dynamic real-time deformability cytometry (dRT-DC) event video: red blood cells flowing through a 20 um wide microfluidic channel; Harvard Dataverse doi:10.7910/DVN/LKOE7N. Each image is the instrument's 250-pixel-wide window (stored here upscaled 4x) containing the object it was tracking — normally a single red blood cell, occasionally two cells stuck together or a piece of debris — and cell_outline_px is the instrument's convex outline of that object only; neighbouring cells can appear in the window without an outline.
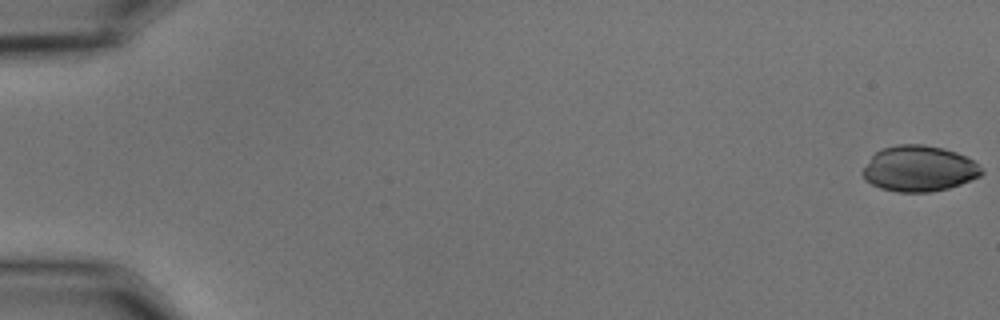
{"species": "common noctule bat (a hibernating species)", "species_latin": "Nyctalus noctula", "temperature_condition": "cold", "stored_images_in_passage": 19, "camera_frame_rate_fps": 3000, "um_per_image_px": 0.085, "animal": {"sex": "male", "body_mass_g": 15.6}, "frame": {"image": 1, "passage_image": 1, "time_ms": 0.0, "image_size_px": [1000, 320], "cell_outline_px": [[984, 172], [980, 176], [972, 180], [948, 188], [928, 192], [896, 192], [880, 188], [864, 180], [860, 172], [872, 156], [880, 148], [900, 144], [924, 144], [944, 148], [956, 152], [972, 160]], "centroid_in_image_um": [78.08, 14.33], "position_along_channel_um": 6.9, "area_um2": 31.79}}
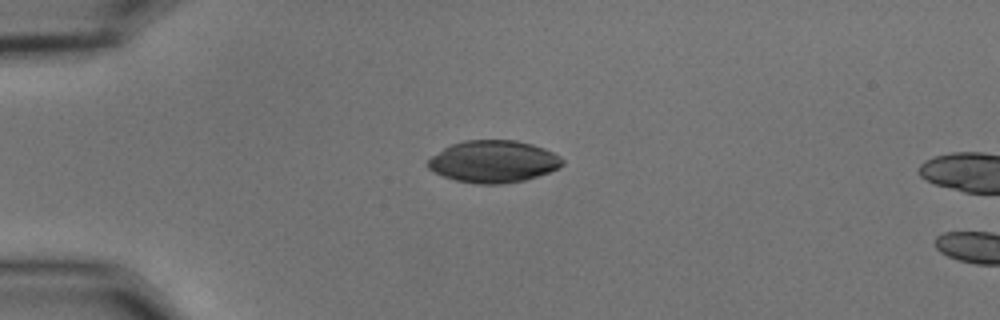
{"frame": {"image": 2, "passage_image": 15, "time_ms": 4.667, "image_size_px": [1000, 320], "cell_outline_px": [[564, 164], [560, 168], [524, 180], [500, 184], [476, 184], [456, 180], [444, 176], [428, 168], [424, 164], [432, 156], [444, 148], [452, 144], [464, 140], [516, 140], [532, 144], [544, 148], [560, 156], [564, 160]], "centroid_in_image_um": [41.94, 13.72], "position_along_channel_um": 43.1, "area_um2": 32.95}}